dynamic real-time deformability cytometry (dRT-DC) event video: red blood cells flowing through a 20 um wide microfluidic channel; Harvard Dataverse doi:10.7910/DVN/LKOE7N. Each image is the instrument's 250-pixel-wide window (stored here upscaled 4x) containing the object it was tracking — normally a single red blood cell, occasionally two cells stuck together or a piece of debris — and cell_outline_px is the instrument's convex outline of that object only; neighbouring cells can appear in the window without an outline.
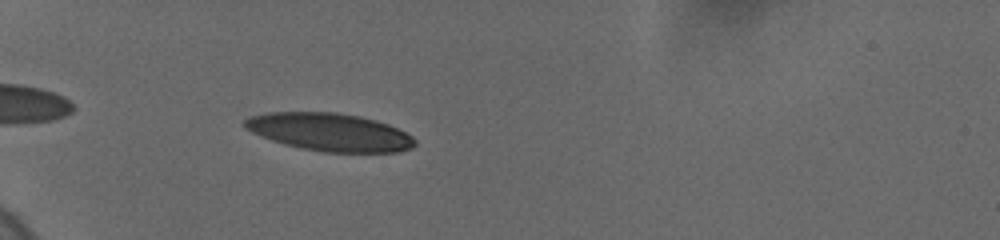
{"species": "human", "species_latin": "Homo sapiens", "temperature_condition": "cold", "stored_images_in_passage": 14, "camera_frame_rate_fps": 3000, "um_per_image_px": 0.085, "donor": {"sex": "female"}, "frame": {"image": 1, "passage_image": 3, "time_ms": 0.667, "image_size_px": [1000, 240], "cell_outline_px": [[416, 144], [412, 148], [400, 152], [324, 152], [300, 148], [284, 144], [272, 140], [252, 132], [244, 128], [240, 124], [248, 116], [268, 112], [336, 112], [360, 116], [376, 120], [388, 124], [412, 136], [416, 140]], "centroid_in_image_um": [28.0, 11.22], "position_along_channel_um": 57.0, "area_um2": 37.74}}
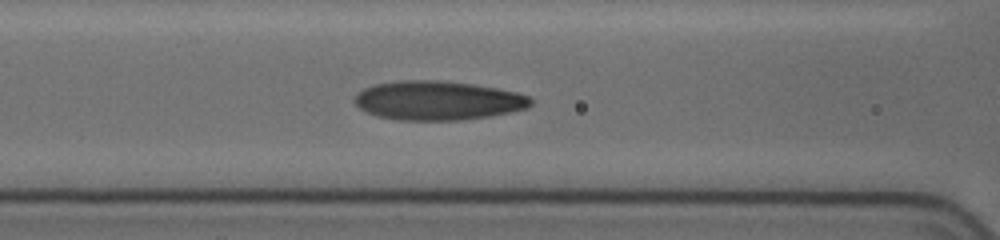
{"frame": {"image": 2, "passage_image": 11, "time_ms": 3.333, "image_size_px": [1000, 240], "cell_outline_px": [[532, 104], [528, 108], [488, 116], [460, 120], [396, 120], [376, 116], [360, 108], [352, 100], [364, 88], [376, 84], [400, 80], [440, 80], [472, 84], [496, 88], [516, 92], [528, 96], [532, 100]], "centroid_in_image_um": [37.2, 8.54], "position_along_channel_um": 129.4, "area_um2": 40.0}}
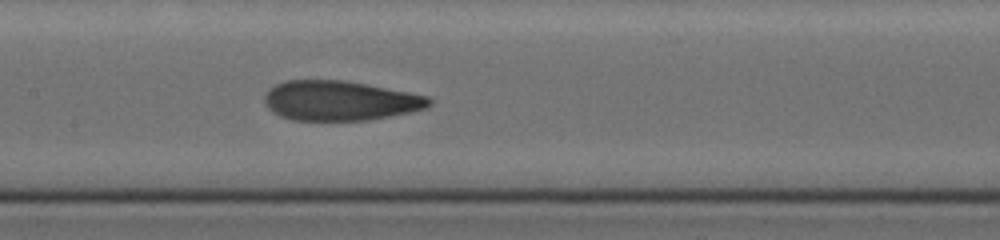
{"frame": {"image": 3, "passage_image": 14, "time_ms": 4.667, "image_size_px": [1000, 240], "cell_outline_px": [[432, 104], [428, 108], [368, 120], [292, 120], [280, 116], [272, 112], [264, 104], [264, 96], [268, 88], [276, 84], [288, 80], [340, 80], [368, 84], [428, 96], [432, 100]], "centroid_in_image_um": [28.87, 8.55], "position_along_channel_um": 178.5, "area_um2": 38.21}}